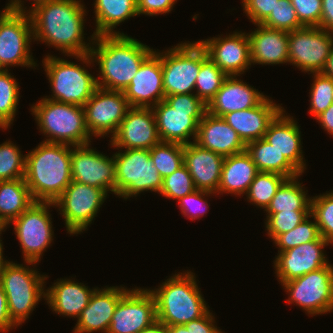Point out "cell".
I'll list each match as a JSON object with an SVG mask.
<instances>
[{"mask_svg": "<svg viewBox=\"0 0 333 333\" xmlns=\"http://www.w3.org/2000/svg\"><path fill=\"white\" fill-rule=\"evenodd\" d=\"M91 38L95 47L92 46L90 53L75 55V58L86 63V66L94 60L99 64L101 77L96 78L97 85L106 90L124 91L143 61L154 51L124 33L101 36L92 34Z\"/></svg>", "mask_w": 333, "mask_h": 333, "instance_id": "obj_1", "label": "cell"}, {"mask_svg": "<svg viewBox=\"0 0 333 333\" xmlns=\"http://www.w3.org/2000/svg\"><path fill=\"white\" fill-rule=\"evenodd\" d=\"M81 0H48L29 13L34 41L54 46L65 55L90 53V43L84 40L86 7Z\"/></svg>", "mask_w": 333, "mask_h": 333, "instance_id": "obj_2", "label": "cell"}, {"mask_svg": "<svg viewBox=\"0 0 333 333\" xmlns=\"http://www.w3.org/2000/svg\"><path fill=\"white\" fill-rule=\"evenodd\" d=\"M70 147L42 141L25 155L24 179L34 201L54 202L71 183Z\"/></svg>", "mask_w": 333, "mask_h": 333, "instance_id": "obj_3", "label": "cell"}, {"mask_svg": "<svg viewBox=\"0 0 333 333\" xmlns=\"http://www.w3.org/2000/svg\"><path fill=\"white\" fill-rule=\"evenodd\" d=\"M195 278L191 271L179 272L150 290L156 300L157 320L166 327L185 325L209 310Z\"/></svg>", "mask_w": 333, "mask_h": 333, "instance_id": "obj_4", "label": "cell"}, {"mask_svg": "<svg viewBox=\"0 0 333 333\" xmlns=\"http://www.w3.org/2000/svg\"><path fill=\"white\" fill-rule=\"evenodd\" d=\"M161 142L189 144L195 142L198 124L207 105L195 94H175L152 107Z\"/></svg>", "mask_w": 333, "mask_h": 333, "instance_id": "obj_5", "label": "cell"}, {"mask_svg": "<svg viewBox=\"0 0 333 333\" xmlns=\"http://www.w3.org/2000/svg\"><path fill=\"white\" fill-rule=\"evenodd\" d=\"M31 109L40 131L49 137L43 142L70 146L91 142L83 107L42 98Z\"/></svg>", "mask_w": 333, "mask_h": 333, "instance_id": "obj_6", "label": "cell"}, {"mask_svg": "<svg viewBox=\"0 0 333 333\" xmlns=\"http://www.w3.org/2000/svg\"><path fill=\"white\" fill-rule=\"evenodd\" d=\"M8 261L2 271L0 283L7 298L8 312L11 320L18 326L29 318L38 302L46 297L44 281L35 268Z\"/></svg>", "mask_w": 333, "mask_h": 333, "instance_id": "obj_7", "label": "cell"}, {"mask_svg": "<svg viewBox=\"0 0 333 333\" xmlns=\"http://www.w3.org/2000/svg\"><path fill=\"white\" fill-rule=\"evenodd\" d=\"M161 59L164 94H195L201 63L208 57L200 43L188 41L165 52L155 51Z\"/></svg>", "mask_w": 333, "mask_h": 333, "instance_id": "obj_8", "label": "cell"}, {"mask_svg": "<svg viewBox=\"0 0 333 333\" xmlns=\"http://www.w3.org/2000/svg\"><path fill=\"white\" fill-rule=\"evenodd\" d=\"M42 63L53 91L47 99L83 107L98 88L97 79L84 66L52 55Z\"/></svg>", "mask_w": 333, "mask_h": 333, "instance_id": "obj_9", "label": "cell"}, {"mask_svg": "<svg viewBox=\"0 0 333 333\" xmlns=\"http://www.w3.org/2000/svg\"><path fill=\"white\" fill-rule=\"evenodd\" d=\"M113 155L116 163L117 196L127 199L148 190L160 193L163 178L153 165L150 150L126 149L123 152L121 149Z\"/></svg>", "mask_w": 333, "mask_h": 333, "instance_id": "obj_10", "label": "cell"}, {"mask_svg": "<svg viewBox=\"0 0 333 333\" xmlns=\"http://www.w3.org/2000/svg\"><path fill=\"white\" fill-rule=\"evenodd\" d=\"M53 202L34 201L24 212L12 220L16 236L22 248L27 265L34 266L41 259L42 253L50 246L54 231L49 206Z\"/></svg>", "mask_w": 333, "mask_h": 333, "instance_id": "obj_11", "label": "cell"}, {"mask_svg": "<svg viewBox=\"0 0 333 333\" xmlns=\"http://www.w3.org/2000/svg\"><path fill=\"white\" fill-rule=\"evenodd\" d=\"M287 303H295L307 314L319 315L333 311V266L329 263L316 271L282 283Z\"/></svg>", "mask_w": 333, "mask_h": 333, "instance_id": "obj_12", "label": "cell"}, {"mask_svg": "<svg viewBox=\"0 0 333 333\" xmlns=\"http://www.w3.org/2000/svg\"><path fill=\"white\" fill-rule=\"evenodd\" d=\"M107 195L103 189L71 181L52 207L59 208L68 233L79 234L95 219Z\"/></svg>", "mask_w": 333, "mask_h": 333, "instance_id": "obj_13", "label": "cell"}, {"mask_svg": "<svg viewBox=\"0 0 333 333\" xmlns=\"http://www.w3.org/2000/svg\"><path fill=\"white\" fill-rule=\"evenodd\" d=\"M289 63L303 72H322L333 50V32L307 27L288 32Z\"/></svg>", "mask_w": 333, "mask_h": 333, "instance_id": "obj_14", "label": "cell"}, {"mask_svg": "<svg viewBox=\"0 0 333 333\" xmlns=\"http://www.w3.org/2000/svg\"><path fill=\"white\" fill-rule=\"evenodd\" d=\"M85 122L91 136H113L130 105L123 91L97 88L83 106Z\"/></svg>", "mask_w": 333, "mask_h": 333, "instance_id": "obj_15", "label": "cell"}, {"mask_svg": "<svg viewBox=\"0 0 333 333\" xmlns=\"http://www.w3.org/2000/svg\"><path fill=\"white\" fill-rule=\"evenodd\" d=\"M156 320V300L150 289L128 290L114 310L107 333H139Z\"/></svg>", "mask_w": 333, "mask_h": 333, "instance_id": "obj_16", "label": "cell"}, {"mask_svg": "<svg viewBox=\"0 0 333 333\" xmlns=\"http://www.w3.org/2000/svg\"><path fill=\"white\" fill-rule=\"evenodd\" d=\"M33 39L32 22L27 13H12L0 27V69L9 66L34 67L30 54Z\"/></svg>", "mask_w": 333, "mask_h": 333, "instance_id": "obj_17", "label": "cell"}, {"mask_svg": "<svg viewBox=\"0 0 333 333\" xmlns=\"http://www.w3.org/2000/svg\"><path fill=\"white\" fill-rule=\"evenodd\" d=\"M90 143L71 148L72 181L103 189L115 194L116 163L114 155L109 158L94 149Z\"/></svg>", "mask_w": 333, "mask_h": 333, "instance_id": "obj_18", "label": "cell"}, {"mask_svg": "<svg viewBox=\"0 0 333 333\" xmlns=\"http://www.w3.org/2000/svg\"><path fill=\"white\" fill-rule=\"evenodd\" d=\"M110 142L117 149L146 150L161 142L152 108L130 107Z\"/></svg>", "mask_w": 333, "mask_h": 333, "instance_id": "obj_19", "label": "cell"}, {"mask_svg": "<svg viewBox=\"0 0 333 333\" xmlns=\"http://www.w3.org/2000/svg\"><path fill=\"white\" fill-rule=\"evenodd\" d=\"M198 42L227 76H239L252 65L250 41L245 32H234L228 37L219 36Z\"/></svg>", "mask_w": 333, "mask_h": 333, "instance_id": "obj_20", "label": "cell"}, {"mask_svg": "<svg viewBox=\"0 0 333 333\" xmlns=\"http://www.w3.org/2000/svg\"><path fill=\"white\" fill-rule=\"evenodd\" d=\"M329 244L328 241L320 237L316 241L301 244L284 252H278L274 260V268L280 283L327 266L329 261L323 253V248Z\"/></svg>", "mask_w": 333, "mask_h": 333, "instance_id": "obj_21", "label": "cell"}, {"mask_svg": "<svg viewBox=\"0 0 333 333\" xmlns=\"http://www.w3.org/2000/svg\"><path fill=\"white\" fill-rule=\"evenodd\" d=\"M123 93L130 107L152 108L165 99L161 59L155 51L143 61Z\"/></svg>", "mask_w": 333, "mask_h": 333, "instance_id": "obj_22", "label": "cell"}, {"mask_svg": "<svg viewBox=\"0 0 333 333\" xmlns=\"http://www.w3.org/2000/svg\"><path fill=\"white\" fill-rule=\"evenodd\" d=\"M128 291L123 286L96 289L88 306L77 318L74 333H107L112 321L114 310L121 297Z\"/></svg>", "mask_w": 333, "mask_h": 333, "instance_id": "obj_23", "label": "cell"}, {"mask_svg": "<svg viewBox=\"0 0 333 333\" xmlns=\"http://www.w3.org/2000/svg\"><path fill=\"white\" fill-rule=\"evenodd\" d=\"M224 158L195 142L183 145V164L198 190L217 193Z\"/></svg>", "mask_w": 333, "mask_h": 333, "instance_id": "obj_24", "label": "cell"}, {"mask_svg": "<svg viewBox=\"0 0 333 333\" xmlns=\"http://www.w3.org/2000/svg\"><path fill=\"white\" fill-rule=\"evenodd\" d=\"M273 100L266 97L259 105L225 114L222 118L248 144L264 137L270 123L283 110Z\"/></svg>", "mask_w": 333, "mask_h": 333, "instance_id": "obj_25", "label": "cell"}, {"mask_svg": "<svg viewBox=\"0 0 333 333\" xmlns=\"http://www.w3.org/2000/svg\"><path fill=\"white\" fill-rule=\"evenodd\" d=\"M195 143L224 157L245 151L246 144L222 117L208 112L198 124Z\"/></svg>", "mask_w": 333, "mask_h": 333, "instance_id": "obj_26", "label": "cell"}, {"mask_svg": "<svg viewBox=\"0 0 333 333\" xmlns=\"http://www.w3.org/2000/svg\"><path fill=\"white\" fill-rule=\"evenodd\" d=\"M266 96L235 76H227L216 95L207 104V112L218 117L259 105Z\"/></svg>", "mask_w": 333, "mask_h": 333, "instance_id": "obj_27", "label": "cell"}, {"mask_svg": "<svg viewBox=\"0 0 333 333\" xmlns=\"http://www.w3.org/2000/svg\"><path fill=\"white\" fill-rule=\"evenodd\" d=\"M283 109L270 123L264 139L282 153L287 160L302 174L306 169L301 146L300 128L296 120L285 115Z\"/></svg>", "mask_w": 333, "mask_h": 333, "instance_id": "obj_28", "label": "cell"}, {"mask_svg": "<svg viewBox=\"0 0 333 333\" xmlns=\"http://www.w3.org/2000/svg\"><path fill=\"white\" fill-rule=\"evenodd\" d=\"M258 28L247 33L250 41L251 63L274 65L289 63L288 32L256 24Z\"/></svg>", "mask_w": 333, "mask_h": 333, "instance_id": "obj_29", "label": "cell"}, {"mask_svg": "<svg viewBox=\"0 0 333 333\" xmlns=\"http://www.w3.org/2000/svg\"><path fill=\"white\" fill-rule=\"evenodd\" d=\"M83 283L69 279H60L46 290L45 300L49 307L56 313L68 317H79L88 306L93 292Z\"/></svg>", "mask_w": 333, "mask_h": 333, "instance_id": "obj_30", "label": "cell"}, {"mask_svg": "<svg viewBox=\"0 0 333 333\" xmlns=\"http://www.w3.org/2000/svg\"><path fill=\"white\" fill-rule=\"evenodd\" d=\"M255 163L245 151L226 156L221 170V178L217 194L242 195L248 192L250 184L258 173Z\"/></svg>", "mask_w": 333, "mask_h": 333, "instance_id": "obj_31", "label": "cell"}, {"mask_svg": "<svg viewBox=\"0 0 333 333\" xmlns=\"http://www.w3.org/2000/svg\"><path fill=\"white\" fill-rule=\"evenodd\" d=\"M94 36L121 35L114 28L121 22L138 15L137 0H95Z\"/></svg>", "mask_w": 333, "mask_h": 333, "instance_id": "obj_32", "label": "cell"}, {"mask_svg": "<svg viewBox=\"0 0 333 333\" xmlns=\"http://www.w3.org/2000/svg\"><path fill=\"white\" fill-rule=\"evenodd\" d=\"M245 150L258 171L277 173L287 179L302 175L282 153H279L264 138L249 142L246 144Z\"/></svg>", "mask_w": 333, "mask_h": 333, "instance_id": "obj_33", "label": "cell"}, {"mask_svg": "<svg viewBox=\"0 0 333 333\" xmlns=\"http://www.w3.org/2000/svg\"><path fill=\"white\" fill-rule=\"evenodd\" d=\"M33 202L24 178L0 181V219L6 226Z\"/></svg>", "mask_w": 333, "mask_h": 333, "instance_id": "obj_34", "label": "cell"}, {"mask_svg": "<svg viewBox=\"0 0 333 333\" xmlns=\"http://www.w3.org/2000/svg\"><path fill=\"white\" fill-rule=\"evenodd\" d=\"M298 177L286 179L277 189L269 206L265 210L267 214L281 211H311V198L306 196Z\"/></svg>", "mask_w": 333, "mask_h": 333, "instance_id": "obj_35", "label": "cell"}, {"mask_svg": "<svg viewBox=\"0 0 333 333\" xmlns=\"http://www.w3.org/2000/svg\"><path fill=\"white\" fill-rule=\"evenodd\" d=\"M9 70L0 69V128L8 129L13 123L19 103V84Z\"/></svg>", "mask_w": 333, "mask_h": 333, "instance_id": "obj_36", "label": "cell"}, {"mask_svg": "<svg viewBox=\"0 0 333 333\" xmlns=\"http://www.w3.org/2000/svg\"><path fill=\"white\" fill-rule=\"evenodd\" d=\"M286 179L277 173L259 171L246 193L248 201L266 210L277 189Z\"/></svg>", "mask_w": 333, "mask_h": 333, "instance_id": "obj_37", "label": "cell"}, {"mask_svg": "<svg viewBox=\"0 0 333 333\" xmlns=\"http://www.w3.org/2000/svg\"><path fill=\"white\" fill-rule=\"evenodd\" d=\"M227 75L207 57L202 63L195 82L196 96L206 105L221 88Z\"/></svg>", "mask_w": 333, "mask_h": 333, "instance_id": "obj_38", "label": "cell"}, {"mask_svg": "<svg viewBox=\"0 0 333 333\" xmlns=\"http://www.w3.org/2000/svg\"><path fill=\"white\" fill-rule=\"evenodd\" d=\"M150 157L161 177L165 178L183 165V144L159 142L150 149Z\"/></svg>", "mask_w": 333, "mask_h": 333, "instance_id": "obj_39", "label": "cell"}, {"mask_svg": "<svg viewBox=\"0 0 333 333\" xmlns=\"http://www.w3.org/2000/svg\"><path fill=\"white\" fill-rule=\"evenodd\" d=\"M26 156L17 145L6 141L0 145V181L25 177Z\"/></svg>", "mask_w": 333, "mask_h": 333, "instance_id": "obj_40", "label": "cell"}, {"mask_svg": "<svg viewBox=\"0 0 333 333\" xmlns=\"http://www.w3.org/2000/svg\"><path fill=\"white\" fill-rule=\"evenodd\" d=\"M308 218H311V215L292 230L278 235L273 240L280 250L278 252H284L301 244L316 241L321 237L316 219L314 218L315 221L312 222Z\"/></svg>", "mask_w": 333, "mask_h": 333, "instance_id": "obj_41", "label": "cell"}, {"mask_svg": "<svg viewBox=\"0 0 333 333\" xmlns=\"http://www.w3.org/2000/svg\"><path fill=\"white\" fill-rule=\"evenodd\" d=\"M311 217L316 219L320 235L333 243V191L311 197Z\"/></svg>", "mask_w": 333, "mask_h": 333, "instance_id": "obj_42", "label": "cell"}, {"mask_svg": "<svg viewBox=\"0 0 333 333\" xmlns=\"http://www.w3.org/2000/svg\"><path fill=\"white\" fill-rule=\"evenodd\" d=\"M314 82L310 90V110L315 118L333 103V79L322 72L312 73Z\"/></svg>", "mask_w": 333, "mask_h": 333, "instance_id": "obj_43", "label": "cell"}, {"mask_svg": "<svg viewBox=\"0 0 333 333\" xmlns=\"http://www.w3.org/2000/svg\"><path fill=\"white\" fill-rule=\"evenodd\" d=\"M263 26L271 29L284 30L287 32L303 28L298 20L296 11L290 0H278L274 10L262 23Z\"/></svg>", "mask_w": 333, "mask_h": 333, "instance_id": "obj_44", "label": "cell"}, {"mask_svg": "<svg viewBox=\"0 0 333 333\" xmlns=\"http://www.w3.org/2000/svg\"><path fill=\"white\" fill-rule=\"evenodd\" d=\"M195 190L192 177L183 164L171 175L163 178L160 194L169 199L179 200Z\"/></svg>", "mask_w": 333, "mask_h": 333, "instance_id": "obj_45", "label": "cell"}, {"mask_svg": "<svg viewBox=\"0 0 333 333\" xmlns=\"http://www.w3.org/2000/svg\"><path fill=\"white\" fill-rule=\"evenodd\" d=\"M311 215V211H281L274 214H267L265 227L271 240L282 233L295 228Z\"/></svg>", "mask_w": 333, "mask_h": 333, "instance_id": "obj_46", "label": "cell"}, {"mask_svg": "<svg viewBox=\"0 0 333 333\" xmlns=\"http://www.w3.org/2000/svg\"><path fill=\"white\" fill-rule=\"evenodd\" d=\"M210 194H214V192L196 189L192 193L180 198L178 205H180L181 213L191 220L199 219L200 216L207 213L206 211H208L207 208L209 207L208 202L203 196Z\"/></svg>", "mask_w": 333, "mask_h": 333, "instance_id": "obj_47", "label": "cell"}, {"mask_svg": "<svg viewBox=\"0 0 333 333\" xmlns=\"http://www.w3.org/2000/svg\"><path fill=\"white\" fill-rule=\"evenodd\" d=\"M303 26L318 27L322 15V0H290Z\"/></svg>", "mask_w": 333, "mask_h": 333, "instance_id": "obj_48", "label": "cell"}, {"mask_svg": "<svg viewBox=\"0 0 333 333\" xmlns=\"http://www.w3.org/2000/svg\"><path fill=\"white\" fill-rule=\"evenodd\" d=\"M214 318L210 310H208L202 317L185 325L168 326V330L169 333H223L221 329L214 325Z\"/></svg>", "mask_w": 333, "mask_h": 333, "instance_id": "obj_49", "label": "cell"}, {"mask_svg": "<svg viewBox=\"0 0 333 333\" xmlns=\"http://www.w3.org/2000/svg\"><path fill=\"white\" fill-rule=\"evenodd\" d=\"M244 13L253 24H262L271 14L278 0H242Z\"/></svg>", "mask_w": 333, "mask_h": 333, "instance_id": "obj_50", "label": "cell"}, {"mask_svg": "<svg viewBox=\"0 0 333 333\" xmlns=\"http://www.w3.org/2000/svg\"><path fill=\"white\" fill-rule=\"evenodd\" d=\"M177 0H137L138 15L155 16L169 13Z\"/></svg>", "mask_w": 333, "mask_h": 333, "instance_id": "obj_51", "label": "cell"}, {"mask_svg": "<svg viewBox=\"0 0 333 333\" xmlns=\"http://www.w3.org/2000/svg\"><path fill=\"white\" fill-rule=\"evenodd\" d=\"M15 326L17 327L9 315L6 294L0 283V332L6 333Z\"/></svg>", "mask_w": 333, "mask_h": 333, "instance_id": "obj_52", "label": "cell"}, {"mask_svg": "<svg viewBox=\"0 0 333 333\" xmlns=\"http://www.w3.org/2000/svg\"><path fill=\"white\" fill-rule=\"evenodd\" d=\"M322 15L319 28L333 32V0H322Z\"/></svg>", "mask_w": 333, "mask_h": 333, "instance_id": "obj_53", "label": "cell"}, {"mask_svg": "<svg viewBox=\"0 0 333 333\" xmlns=\"http://www.w3.org/2000/svg\"><path fill=\"white\" fill-rule=\"evenodd\" d=\"M315 119L321 124L323 129L333 135V103Z\"/></svg>", "mask_w": 333, "mask_h": 333, "instance_id": "obj_54", "label": "cell"}, {"mask_svg": "<svg viewBox=\"0 0 333 333\" xmlns=\"http://www.w3.org/2000/svg\"><path fill=\"white\" fill-rule=\"evenodd\" d=\"M48 0H33V5L32 7H30V10H25L23 7V1L21 0H11L9 1L10 3H8V6L10 7V9L12 10L13 13H27L29 14L32 10H34L36 7L43 5L45 2H47ZM29 11V12H28Z\"/></svg>", "mask_w": 333, "mask_h": 333, "instance_id": "obj_55", "label": "cell"}, {"mask_svg": "<svg viewBox=\"0 0 333 333\" xmlns=\"http://www.w3.org/2000/svg\"><path fill=\"white\" fill-rule=\"evenodd\" d=\"M139 333H169V330L162 322L156 320L153 324L144 328Z\"/></svg>", "mask_w": 333, "mask_h": 333, "instance_id": "obj_56", "label": "cell"}, {"mask_svg": "<svg viewBox=\"0 0 333 333\" xmlns=\"http://www.w3.org/2000/svg\"><path fill=\"white\" fill-rule=\"evenodd\" d=\"M322 73L333 79V50H332L329 58L327 59V63L325 65V68L322 71Z\"/></svg>", "mask_w": 333, "mask_h": 333, "instance_id": "obj_57", "label": "cell"}, {"mask_svg": "<svg viewBox=\"0 0 333 333\" xmlns=\"http://www.w3.org/2000/svg\"><path fill=\"white\" fill-rule=\"evenodd\" d=\"M12 10L10 9V7L5 6L4 10H2V12L0 13V27L2 25V23L12 14Z\"/></svg>", "mask_w": 333, "mask_h": 333, "instance_id": "obj_58", "label": "cell"}, {"mask_svg": "<svg viewBox=\"0 0 333 333\" xmlns=\"http://www.w3.org/2000/svg\"><path fill=\"white\" fill-rule=\"evenodd\" d=\"M3 244H2V240L0 239V278H1V275H2V271H3V268L5 266V264L8 262V260H4L3 258Z\"/></svg>", "mask_w": 333, "mask_h": 333, "instance_id": "obj_59", "label": "cell"}, {"mask_svg": "<svg viewBox=\"0 0 333 333\" xmlns=\"http://www.w3.org/2000/svg\"><path fill=\"white\" fill-rule=\"evenodd\" d=\"M7 226L1 221L0 219V234H2L1 232L6 228ZM1 236V235H0ZM1 238V237H0Z\"/></svg>", "mask_w": 333, "mask_h": 333, "instance_id": "obj_60", "label": "cell"}]
</instances>
